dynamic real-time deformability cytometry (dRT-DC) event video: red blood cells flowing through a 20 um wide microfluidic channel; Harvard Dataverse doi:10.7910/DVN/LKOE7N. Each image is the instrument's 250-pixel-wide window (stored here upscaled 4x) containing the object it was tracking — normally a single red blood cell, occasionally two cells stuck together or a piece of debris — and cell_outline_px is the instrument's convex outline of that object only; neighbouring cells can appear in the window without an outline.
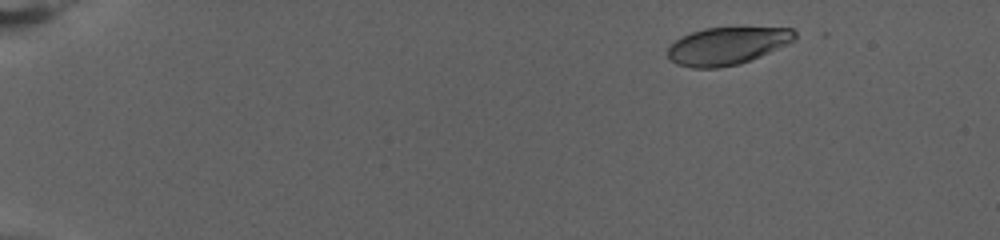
{"species": "human", "species_latin": "Homo sapiens", "temperature_condition": "warm", "stored_images_in_passage": 69, "camera_frame_rate_fps": 3000, "um_per_image_px": 0.085, "donor": {"sex": "female"}, "frame": {"image": 1, "passage_image": 3, "time_ms": 0.667, "image_size_px": [1000, 240], "cell_outline_px": [[796, 40], [760, 56], [740, 64], [716, 68], [692, 68], [676, 64], [668, 60], [668, 48], [676, 40], [692, 32], [704, 28], [792, 28], [796, 32]], "centroid_in_image_um": [61.8, 3.91], "position_along_channel_um": 23.2, "area_um2": 27.63}}
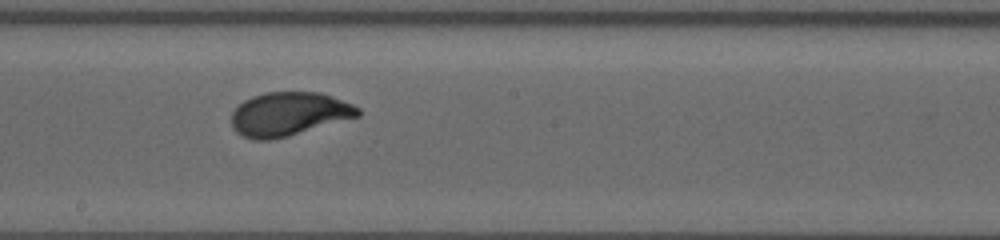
{"frame": {"image": 2, "passage_image": 38, "time_ms": 12.333, "image_size_px": [1000, 240], "cell_outline_px": [[360, 116], [288, 136], [272, 140], [252, 140], [236, 132], [232, 128], [232, 112], [244, 100], [252, 96], [264, 92], [320, 92], [332, 96], [352, 104], [360, 108]], "centroid_in_image_um": [24.54, 9.69], "position_along_channel_um": 223.7, "area_um2": 32.25}}
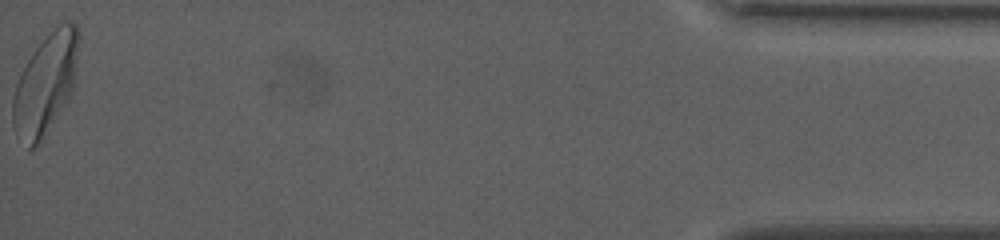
{"frame": {"image": 3, "passage_image": 69, "time_ms": 22.667, "image_size_px": [1000, 240], "cell_outline_px": [[80, 32], [72, 88], [68, 100], [36, 144], [32, 148], [28, 148], [12, 124], [12, 100], [16, 84], [28, 60], [36, 48], [56, 24], [68, 20], [76, 24]], "centroid_in_image_um": [3.87, 7.04], "position_along_channel_um": 431.3, "area_um2": 37.4}, "authors_computed_cell_mechanics": {"area_um2": 31.6166, "velocity_mm_per_s": 2.8099, "shape_relaxation_time_tau1_ms": 3.8208, "shape_relaxation_time_tau2_ms": null, "deformation_change_tau1": 0.1925, "deformation_change_tau2": null}}